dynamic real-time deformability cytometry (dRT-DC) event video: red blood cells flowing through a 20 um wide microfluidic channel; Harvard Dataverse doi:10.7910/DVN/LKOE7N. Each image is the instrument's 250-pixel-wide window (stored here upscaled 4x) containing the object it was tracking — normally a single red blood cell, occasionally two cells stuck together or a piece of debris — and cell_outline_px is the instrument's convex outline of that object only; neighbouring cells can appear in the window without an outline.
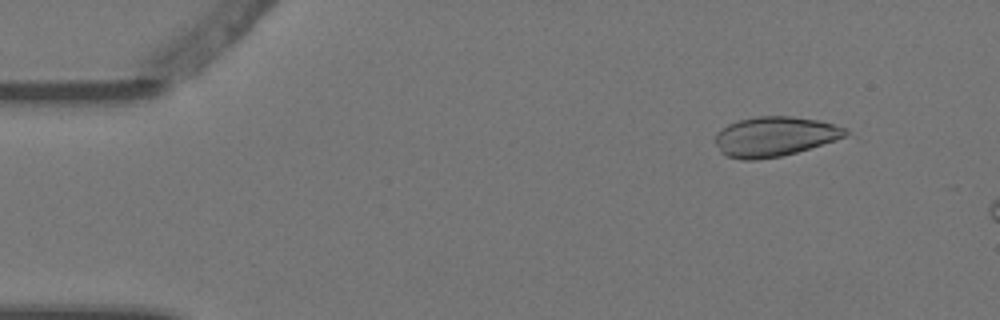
{"species": "Egyptian fruit bat (a non-hibernating species)", "species_latin": "Rousettus aegyptiacus", "temperature_condition": "warm", "stored_images_in_passage": 3, "camera_frame_rate_fps": 3000, "um_per_image_px": 0.085, "animal": {"sex": "female"}, "frame": {"image": 1, "passage_image": 2, "time_ms": 0.333, "image_size_px": [1000, 320], "cell_outline_px": [[848, 132], [844, 136], [796, 152], [780, 156], [756, 160], [744, 160], [728, 156], [720, 152], [712, 140], [716, 132], [728, 124], [740, 120], [756, 116], [792, 116], [820, 120], [848, 128]], "centroid_in_image_um": [65.77, 11.59], "position_along_channel_um": 19.2, "area_um2": 30.11}}